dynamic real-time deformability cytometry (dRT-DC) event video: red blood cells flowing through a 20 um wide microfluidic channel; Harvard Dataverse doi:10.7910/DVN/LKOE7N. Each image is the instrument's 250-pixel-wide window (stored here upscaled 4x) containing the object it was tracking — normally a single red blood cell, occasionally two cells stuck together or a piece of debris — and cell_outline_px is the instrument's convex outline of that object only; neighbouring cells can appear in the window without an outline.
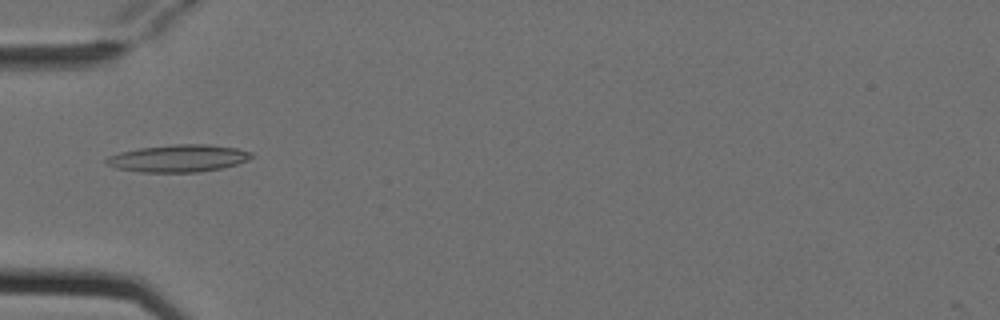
{"species": "Egyptian fruit bat (a non-hibernating species)", "species_latin": "Rousettus aegyptiacus", "temperature_condition": "cold", "stored_images_in_passage": 1, "camera_frame_rate_fps": 3000, "um_per_image_px": 0.085, "animal": {"sex": "female"}, "frame": {"image": 1, "passage_image": 1, "time_ms": 0.0, "image_size_px": [1000, 320], "cell_outline_px": [[252, 156], [248, 160], [236, 164], [220, 168], [200, 172], [140, 172], [116, 168], [108, 164], [104, 160], [108, 156], [120, 152], [140, 148], [176, 144], [208, 144], [236, 148], [252, 152]], "centroid_in_image_um": [15.16, 13.45], "position_along_channel_um": 69.8, "area_um2": 22.95}}